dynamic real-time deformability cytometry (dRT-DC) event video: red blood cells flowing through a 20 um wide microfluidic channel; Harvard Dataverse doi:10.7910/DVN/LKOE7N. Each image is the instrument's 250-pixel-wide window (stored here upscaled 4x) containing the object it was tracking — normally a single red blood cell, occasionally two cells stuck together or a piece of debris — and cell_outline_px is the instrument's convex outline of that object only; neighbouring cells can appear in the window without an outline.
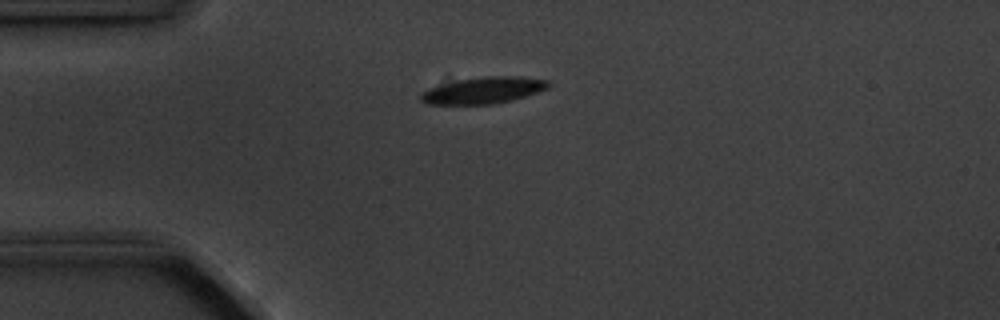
{"species": "common noctule bat (a hibernating species)", "species_latin": "Nyctalus noctula", "temperature_condition": "cold", "stored_images_in_passage": 12, "camera_frame_rate_fps": 3000, "um_per_image_px": 0.085, "animal": {"sex": "male", "body_mass_g": 20.1, "forearm_length_mm": 53.5}, "frame": {"image": 1, "passage_image": 1, "time_ms": 0.0, "image_size_px": [1000, 320], "cell_outline_px": [[552, 84], [548, 88], [512, 100], [496, 104], [428, 104], [420, 100], [420, 92], [428, 88], [460, 80], [484, 76], [516, 76], [548, 80]], "centroid_in_image_um": [41.09, 7.68], "position_along_channel_um": 43.9, "area_um2": 19.59}}
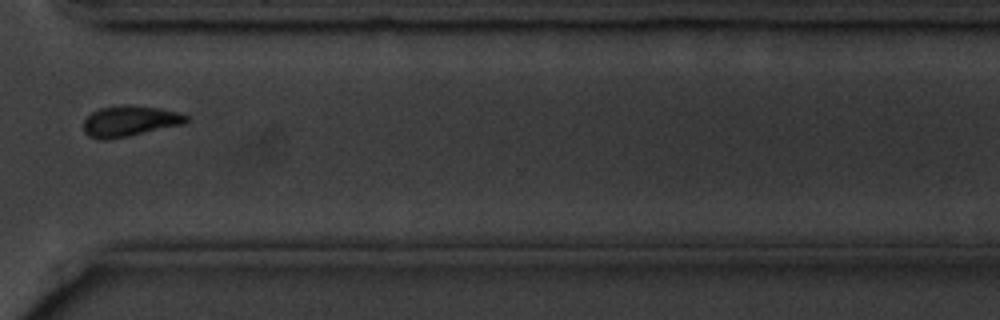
{"frame": {"image": 2, "passage_image": 9, "time_ms": 9.333, "image_size_px": [1000, 320], "cell_outline_px": [[188, 120], [184, 124], [128, 136], [108, 140], [100, 140], [88, 136], [84, 132], [84, 120], [92, 112], [100, 108], [156, 108], [180, 112], [188, 116]], "centroid_in_image_um": [11.02, 10.36], "position_along_channel_um": 359.6, "area_um2": 17.57}}
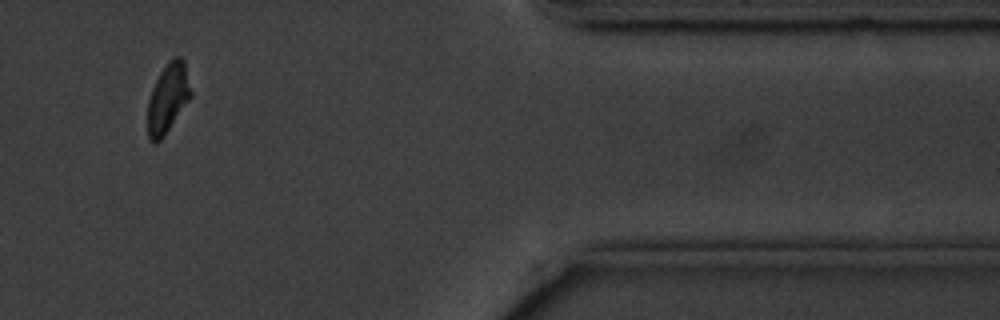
{"frame": {"image": 3, "passage_image": 10, "time_ms": 11.333, "image_size_px": [1000, 320], "cell_outline_px": [[192, 96], [164, 136], [156, 144], [152, 144], [148, 140], [148, 100], [152, 88], [160, 72], [176, 56], [180, 56], [184, 60], [192, 92]], "centroid_in_image_um": [14.27, 8.39], "position_along_channel_um": 397.1, "area_um2": 17.4}, "authors_computed_cell_mechanics": {"area_um2": 19.0451, "velocity_mm_per_s": 3.5775, "shape_relaxation_time_tau1_ms": 2.9794, "shape_relaxation_time_tau2_ms": null, "deformation_change_tau1": 0.1039, "deformation_change_tau2": null}}